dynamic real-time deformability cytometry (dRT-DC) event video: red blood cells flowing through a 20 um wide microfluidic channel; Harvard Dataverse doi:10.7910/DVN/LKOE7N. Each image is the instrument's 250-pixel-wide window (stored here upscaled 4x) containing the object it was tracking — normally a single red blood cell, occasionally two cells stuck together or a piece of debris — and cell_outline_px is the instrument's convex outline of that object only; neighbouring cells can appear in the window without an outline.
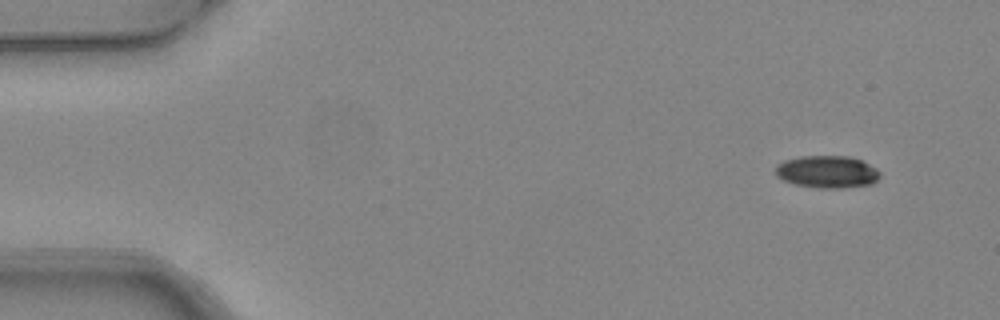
{"species": "common noctule bat (a hibernating species)", "species_latin": "Nyctalus noctula", "temperature_condition": "warm", "stored_images_in_passage": 4, "camera_frame_rate_fps": 3000, "um_per_image_px": 0.085, "animal": {"sex": "female", "body_mass_g": 24.6, "forearm_length_mm": 56.2}, "frame": {"image": 1, "passage_image": 1, "time_ms": 0.0, "image_size_px": [1000, 320], "cell_outline_px": [[880, 176], [872, 184], [840, 188], [820, 188], [796, 184], [784, 180], [776, 176], [776, 164], [784, 160], [800, 156], [848, 156], [860, 160], [876, 168], [880, 172]], "centroid_in_image_um": [70.3, 14.6], "position_along_channel_um": 14.7, "area_um2": 19.59}}
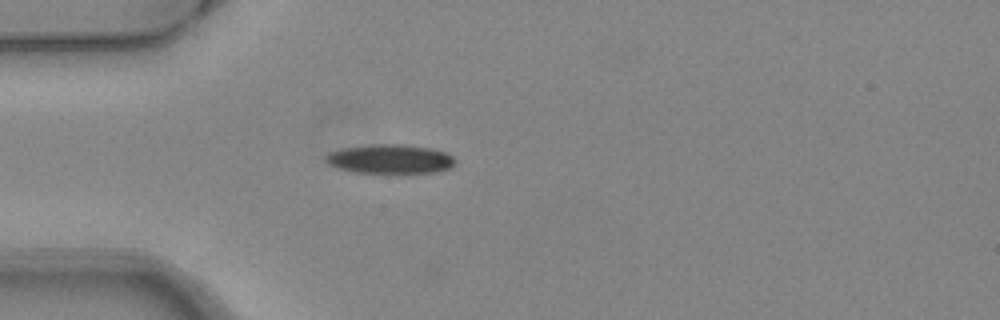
{"frame": {"image": 2, "passage_image": 4, "time_ms": 1.0, "image_size_px": [1000, 320], "cell_outline_px": [[456, 164], [452, 168], [436, 172], [356, 172], [340, 168], [328, 164], [324, 160], [324, 156], [328, 152], [340, 148], [372, 144], [404, 144], [432, 148], [448, 152], [456, 160]], "centroid_in_image_um": [33.18, 13.49], "position_along_channel_um": 51.8, "area_um2": 22.2}}